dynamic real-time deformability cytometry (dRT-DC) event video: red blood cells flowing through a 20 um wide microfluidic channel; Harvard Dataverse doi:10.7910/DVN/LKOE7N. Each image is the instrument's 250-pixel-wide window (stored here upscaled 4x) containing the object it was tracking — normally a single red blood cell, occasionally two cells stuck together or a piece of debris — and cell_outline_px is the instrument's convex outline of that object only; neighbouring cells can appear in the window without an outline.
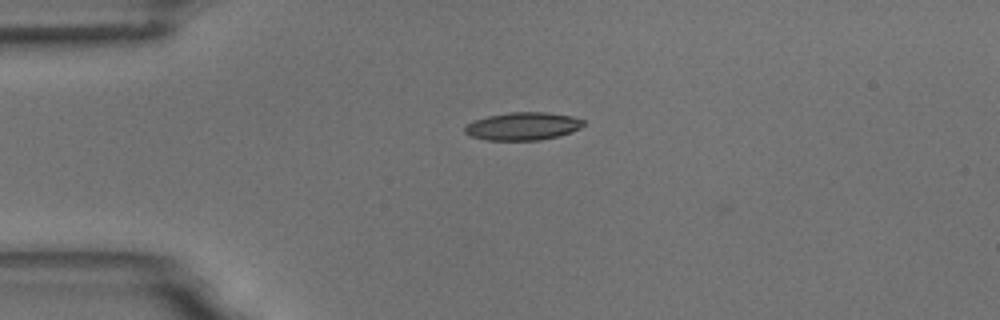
{"species": "common noctule bat (a hibernating species)", "species_latin": "Nyctalus noctula", "temperature_condition": "room temperature", "stored_images_in_passage": 42, "camera_frame_rate_fps": 3000, "um_per_image_px": 0.085, "animal": {"sex": "male", "body_mass_g": 18.8}, "frame": {"image": 1, "passage_image": 1, "time_ms": 0.0, "image_size_px": [1000, 320], "cell_outline_px": [[584, 124], [580, 128], [572, 132], [560, 136], [540, 140], [488, 140], [472, 136], [464, 132], [464, 128], [468, 124], [476, 120], [488, 116], [512, 112], [544, 112], [572, 116], [584, 120]], "centroid_in_image_um": [44.48, 10.73], "position_along_channel_um": 40.5, "area_um2": 19.13}}
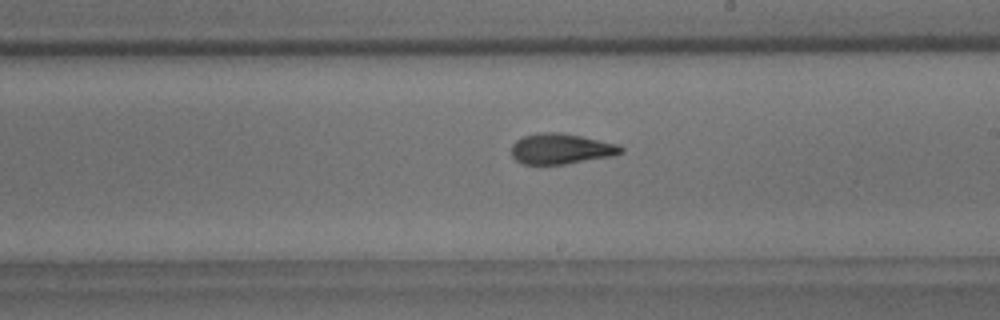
{"frame": {"image": 2, "passage_image": 19, "time_ms": 6.0, "image_size_px": [1000, 320], "cell_outline_px": [[624, 152], [612, 156], [564, 164], [524, 164], [516, 160], [512, 156], [512, 144], [516, 140], [524, 136], [540, 132], [560, 132], [620, 144], [624, 148]], "centroid_in_image_um": [47.71, 12.64], "position_along_channel_um": 241.3, "area_um2": 19.48}}
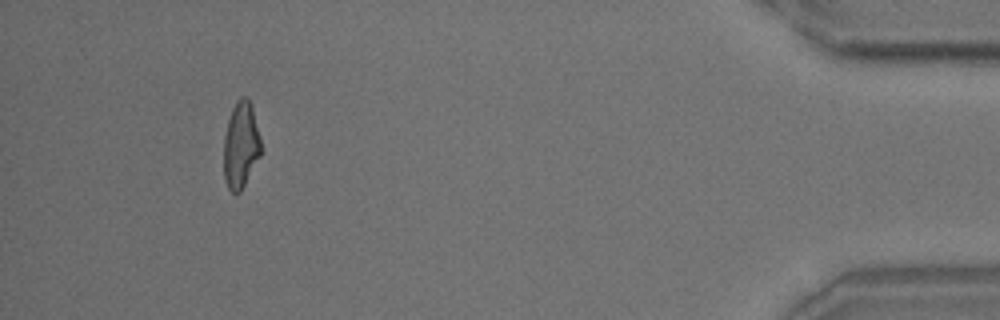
{"frame": {"image": 3, "passage_image": 38, "time_ms": 12.333, "image_size_px": [1000, 320], "cell_outline_px": [[260, 156], [240, 192], [236, 196], [228, 188], [224, 180], [224, 136], [228, 120], [232, 108], [236, 100], [240, 96], [248, 96], [252, 104], [260, 136]], "centroid_in_image_um": [20.46, 12.3], "position_along_channel_um": 414.7, "area_um2": 18.96}, "authors_computed_cell_mechanics": {"area_um2": 19.2763, "velocity_mm_per_s": 3.771, "shape_relaxation_time_tau1_ms": 7.9466, "shape_relaxation_time_tau2_ms": 2.2058, "deformation_change_tau1": 0.2405, "deformation_change_tau2": 0.1147}}